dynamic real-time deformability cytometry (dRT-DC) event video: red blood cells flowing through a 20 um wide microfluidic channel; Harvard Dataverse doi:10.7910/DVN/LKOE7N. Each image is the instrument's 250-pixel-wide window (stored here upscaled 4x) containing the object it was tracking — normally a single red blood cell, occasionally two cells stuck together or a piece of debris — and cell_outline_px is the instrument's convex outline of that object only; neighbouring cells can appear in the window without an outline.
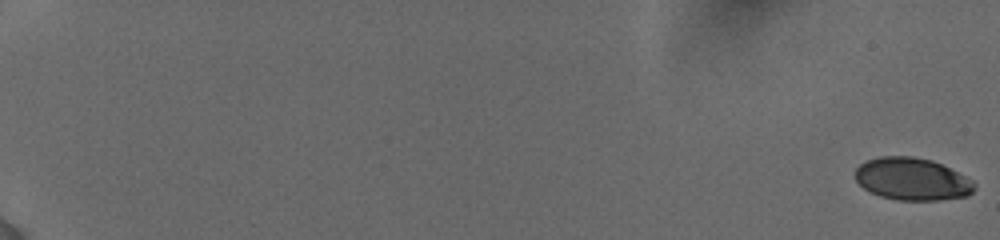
{"species": "human", "species_latin": "Homo sapiens", "temperature_condition": "cold", "stored_images_in_passage": 20, "camera_frame_rate_fps": 3000, "um_per_image_px": 0.085, "donor": {"sex": "female"}, "frame": {"image": 1, "passage_image": 1, "time_ms": 0.0, "image_size_px": [1000, 240], "cell_outline_px": [[976, 188], [968, 196], [940, 200], [900, 200], [880, 196], [864, 188], [856, 180], [856, 168], [860, 164], [868, 160], [880, 156], [912, 156], [932, 160], [972, 180], [976, 184]], "centroid_in_image_um": [77.54, 15.22], "position_along_channel_um": 7.5, "area_um2": 29.25}}
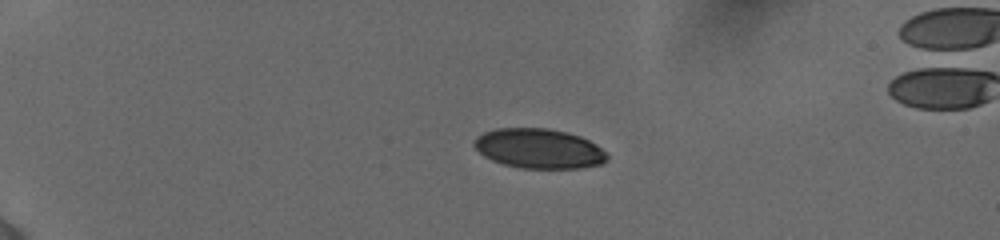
{"frame": {"image": 2, "passage_image": 14, "time_ms": 5.0, "image_size_px": [1000, 240], "cell_outline_px": [[608, 160], [600, 164], [580, 168], [520, 168], [504, 164], [492, 160], [484, 156], [472, 144], [476, 136], [484, 132], [496, 128], [548, 128], [568, 132], [580, 136], [596, 144], [608, 156]], "centroid_in_image_um": [45.79, 12.62], "position_along_channel_um": 39.2, "area_um2": 30.81}}
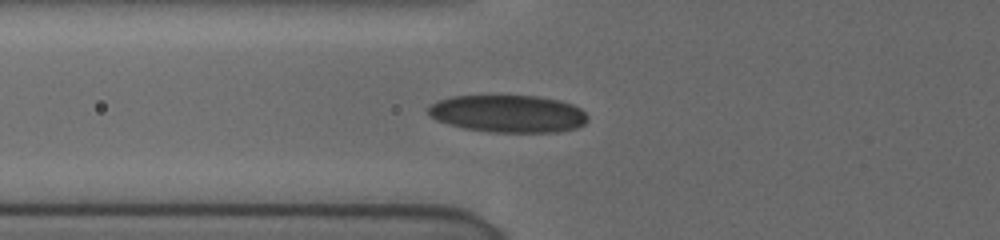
{"frame": {"image": 3, "passage_image": 20, "time_ms": 8.0, "image_size_px": [1000, 240], "cell_outline_px": [[588, 120], [584, 124], [576, 128], [560, 132], [488, 132], [464, 128], [448, 124], [436, 120], [428, 112], [428, 104], [436, 100], [452, 96], [540, 96], [560, 100], [572, 104], [580, 108], [588, 116]], "centroid_in_image_um": [43.19, 9.66], "position_along_channel_um": 82.6, "area_um2": 35.03}}